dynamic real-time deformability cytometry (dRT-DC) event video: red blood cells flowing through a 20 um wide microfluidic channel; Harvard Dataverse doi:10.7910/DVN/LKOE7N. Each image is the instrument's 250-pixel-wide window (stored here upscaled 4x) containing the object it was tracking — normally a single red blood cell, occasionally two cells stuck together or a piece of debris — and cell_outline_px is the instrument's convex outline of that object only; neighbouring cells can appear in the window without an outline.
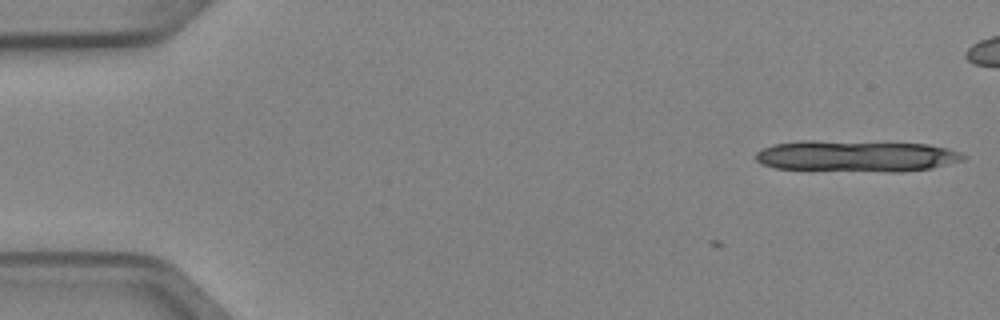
{"species": "Egyptian fruit bat (a non-hibernating species)", "species_latin": "Rousettus aegyptiacus", "temperature_condition": "cold", "stored_images_in_passage": 4, "camera_frame_rate_fps": 3000, "um_per_image_px": 0.085, "animal": {"sex": "female"}, "frame": {"image": 1, "passage_image": 1, "time_ms": 0.0, "image_size_px": [1000, 320], "cell_outline_px": [[968, 156], [964, 160], [932, 168], [900, 172], [884, 172], [776, 168], [760, 164], [756, 160], [756, 152], [764, 148], [776, 144], [800, 140], [812, 140], [928, 144], [948, 148], [960, 152]], "centroid_in_image_um": [72.82, 13.27], "position_along_channel_um": 12.2, "area_um2": 38.09}}